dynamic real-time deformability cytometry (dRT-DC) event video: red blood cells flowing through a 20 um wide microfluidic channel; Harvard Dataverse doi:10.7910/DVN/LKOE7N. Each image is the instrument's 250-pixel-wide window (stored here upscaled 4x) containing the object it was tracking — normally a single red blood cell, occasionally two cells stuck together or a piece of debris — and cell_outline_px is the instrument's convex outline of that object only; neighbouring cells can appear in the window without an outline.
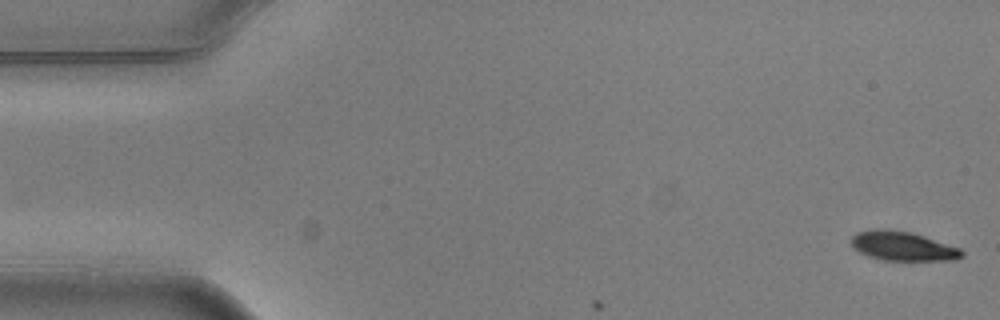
{"species": "common noctule bat (a hibernating species)", "species_latin": "Nyctalus noctula", "temperature_condition": "warm", "stored_images_in_passage": 3, "camera_frame_rate_fps": 3000, "um_per_image_px": 0.085, "animal": {"sex": "male", "body_mass_g": 20.5, "forearm_length_mm": 52.5}, "frame": {"image": 1, "passage_image": 1, "time_ms": 0.0, "image_size_px": [1000, 320], "cell_outline_px": [[964, 256], [956, 260], [884, 260], [868, 256], [860, 252], [852, 244], [852, 236], [856, 232], [876, 228], [912, 232], [960, 248], [964, 252]], "centroid_in_image_um": [76.76, 20.92], "position_along_channel_um": 8.2, "area_um2": 18.73}}